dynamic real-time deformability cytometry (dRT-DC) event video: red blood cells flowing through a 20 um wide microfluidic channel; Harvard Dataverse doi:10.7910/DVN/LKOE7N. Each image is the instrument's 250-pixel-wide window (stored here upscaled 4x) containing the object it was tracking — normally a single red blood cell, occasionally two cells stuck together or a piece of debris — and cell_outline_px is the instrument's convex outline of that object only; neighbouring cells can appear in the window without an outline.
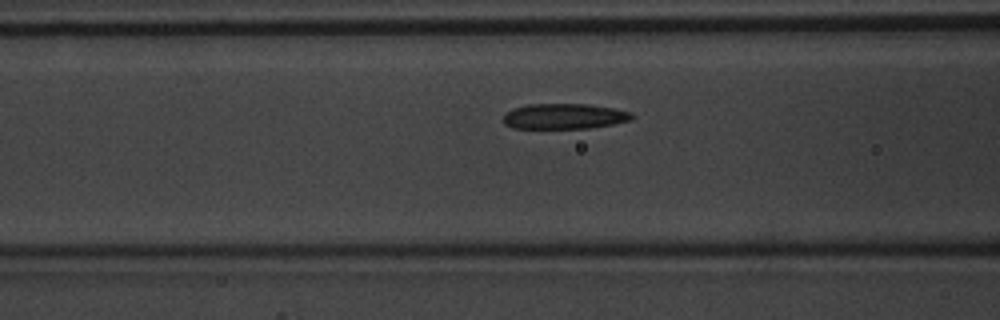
{"species": "common noctule bat (a hibernating species)", "species_latin": "Nyctalus noctula", "temperature_condition": "warm", "stored_images_in_passage": 12, "camera_frame_rate_fps": 3000, "um_per_image_px": 0.085, "animal": {"sex": "male", "body_mass_g": 20.1, "forearm_length_mm": 53.5}, "frame": {"image": 1, "passage_image": 10, "time_ms": 3.0, "image_size_px": [1000, 320], "cell_outline_px": [[636, 116], [632, 120], [612, 124], [588, 128], [512, 128], [504, 124], [504, 116], [512, 108], [528, 104], [588, 104], [612, 108], [632, 112]], "centroid_in_image_um": [47.99, 9.88], "position_along_channel_um": 118.6, "area_um2": 19.07}}